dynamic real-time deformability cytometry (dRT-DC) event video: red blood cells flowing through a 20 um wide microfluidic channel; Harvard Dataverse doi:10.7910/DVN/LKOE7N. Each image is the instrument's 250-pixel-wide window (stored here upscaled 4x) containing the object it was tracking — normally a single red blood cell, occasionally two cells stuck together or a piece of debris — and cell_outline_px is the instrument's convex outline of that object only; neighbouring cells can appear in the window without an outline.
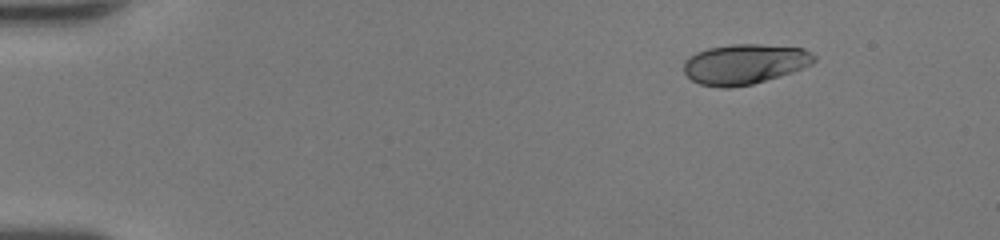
{"species": "human", "species_latin": "Homo sapiens", "temperature_condition": "room temperature", "stored_images_in_passage": 44, "camera_frame_rate_fps": 3000, "um_per_image_px": 0.085, "donor": {"sex": "female"}, "frame": {"image": 1, "passage_image": 1, "time_ms": 0.0, "image_size_px": [1000, 240], "cell_outline_px": [[816, 60], [812, 64], [792, 72], [752, 84], [728, 88], [720, 88], [700, 84], [692, 80], [684, 72], [684, 60], [688, 56], [696, 52], [708, 48], [732, 44], [760, 44], [804, 48], [816, 56]], "centroid_in_image_um": [63.28, 5.44], "position_along_channel_um": 21.7, "area_um2": 30.58}}
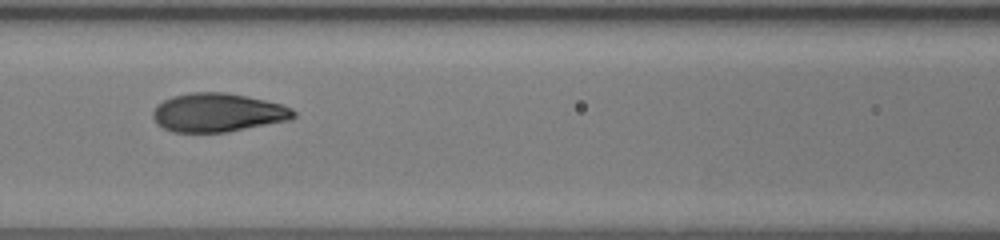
{"frame": {"image": 2, "passage_image": 18, "time_ms": 5.667, "image_size_px": [1000, 240], "cell_outline_px": [[296, 116], [292, 120], [228, 132], [172, 132], [156, 124], [152, 116], [152, 112], [156, 104], [172, 96], [192, 92], [224, 92], [264, 100], [280, 104], [292, 108], [296, 112]], "centroid_in_image_um": [18.5, 9.58], "position_along_channel_um": 148.1, "area_um2": 31.91}}
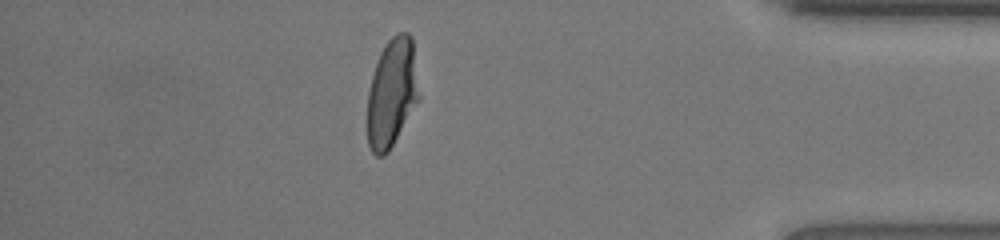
{"frame": {"image": 3, "passage_image": 38, "time_ms": 12.333, "image_size_px": [1000, 240], "cell_outline_px": [[420, 100], [388, 152], [384, 156], [376, 156], [372, 152], [368, 144], [368, 92], [372, 76], [380, 52], [388, 40], [396, 32], [408, 32], [412, 36], [420, 96]], "centroid_in_image_um": [33.33, 7.88], "position_along_channel_um": 401.9, "area_um2": 32.89}, "authors_computed_cell_mechanics": {"area_um2": 31.9056, "velocity_mm_per_s": 4.3148, "shape_relaxation_time_tau1_ms": 4.192, "shape_relaxation_time_tau2_ms": null, "deformation_change_tau1": 0.2009, "deformation_change_tau2": null}}